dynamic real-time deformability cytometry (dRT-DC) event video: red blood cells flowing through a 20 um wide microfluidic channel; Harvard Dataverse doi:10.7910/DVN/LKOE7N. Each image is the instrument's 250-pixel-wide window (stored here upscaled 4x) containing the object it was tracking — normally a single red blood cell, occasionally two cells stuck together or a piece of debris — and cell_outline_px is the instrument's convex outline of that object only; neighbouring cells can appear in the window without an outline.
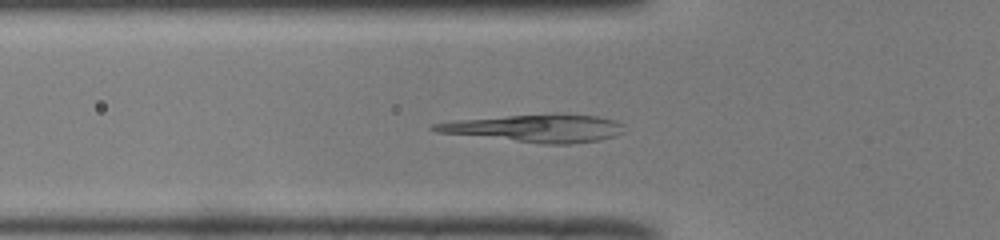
{"species": "common noctule bat (a hibernating species)", "species_latin": "Nyctalus noctula", "temperature_condition": "room temperature", "stored_images_in_passage": 51, "camera_frame_rate_fps": 3000, "um_per_image_px": 0.085, "animal": {"sex": "male", "body_mass_g": 19.0, "forearm_length_mm": 50.8}, "frame": {"image": 1, "passage_image": 17, "time_ms": 5.333, "image_size_px": [1000, 240], "cell_outline_px": [[624, 132], [616, 136], [600, 140], [572, 144], [544, 144], [436, 132], [428, 128], [432, 124], [456, 120], [508, 116], [596, 116], [612, 120], [624, 124]], "centroid_in_image_um": [45.51, 10.94], "position_along_channel_um": 80.3, "area_um2": 29.65}}
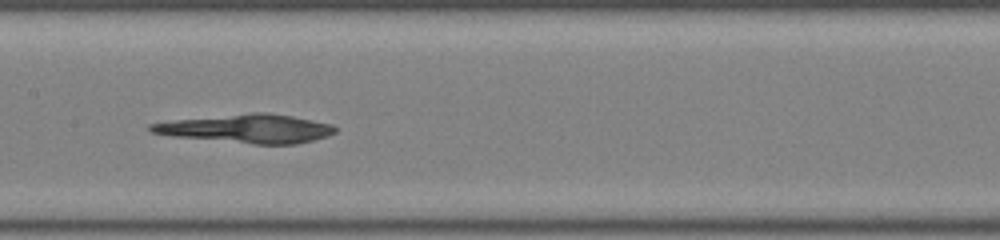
{"frame": {"image": 2, "passage_image": 25, "time_ms": 8.0, "image_size_px": [1000, 240], "cell_outline_px": [[336, 132], [328, 136], [296, 144], [256, 144], [172, 136], [152, 132], [148, 128], [148, 124], [176, 120], [252, 112], [268, 112], [292, 116], [332, 124], [336, 128]], "centroid_in_image_um": [21.03, 10.93], "position_along_channel_um": 186.4, "area_um2": 30.4}}
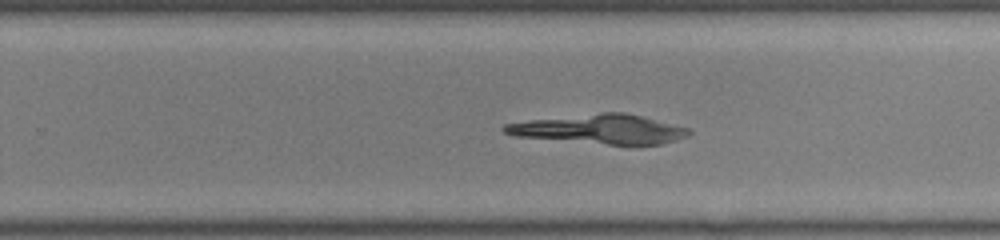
{"frame": {"image": 3, "passage_image": 32, "time_ms": 10.333, "image_size_px": [1000, 240], "cell_outline_px": [[692, 132], [688, 136], [676, 140], [660, 144], [608, 144], [512, 136], [504, 132], [500, 128], [504, 124], [532, 120], [600, 112], [624, 112], [688, 128]], "centroid_in_image_um": [50.97, 10.98], "position_along_channel_um": 278.8, "area_um2": 30.98}}